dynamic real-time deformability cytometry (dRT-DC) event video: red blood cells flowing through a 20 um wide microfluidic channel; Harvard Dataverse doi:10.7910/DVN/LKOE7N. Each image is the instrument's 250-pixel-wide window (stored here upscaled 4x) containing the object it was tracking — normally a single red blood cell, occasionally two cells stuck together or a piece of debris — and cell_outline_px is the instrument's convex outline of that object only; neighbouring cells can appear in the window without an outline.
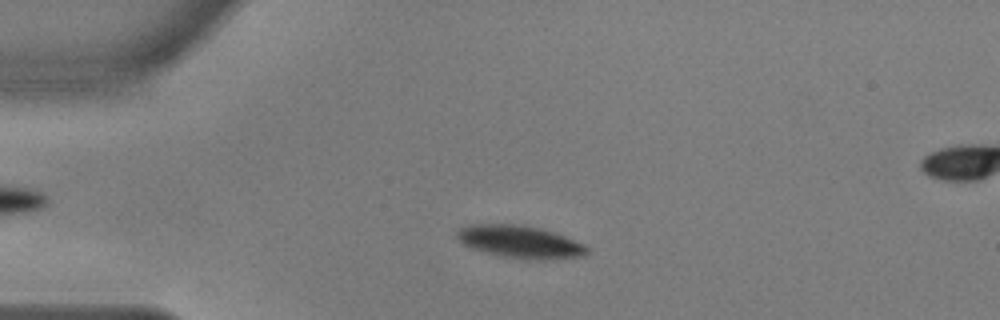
{"species": "common noctule bat (a hibernating species)", "species_latin": "Nyctalus noctula", "temperature_condition": "warm", "stored_images_in_passage": 53, "camera_frame_rate_fps": 3000, "um_per_image_px": 0.085, "animal": {"sex": "male", "body_mass_g": 17.9, "forearm_length_mm": 54.2}, "frame": {"image": 1, "passage_image": 11, "time_ms": 3.333, "image_size_px": [1000, 320], "cell_outline_px": [[588, 252], [584, 256], [552, 260], [524, 260], [500, 256], [484, 252], [472, 248], [456, 240], [456, 232], [460, 228], [472, 224], [512, 224], [540, 228], [564, 236], [584, 244], [588, 248]], "centroid_in_image_um": [44.19, 20.58], "position_along_channel_um": 40.8, "area_um2": 24.85}}
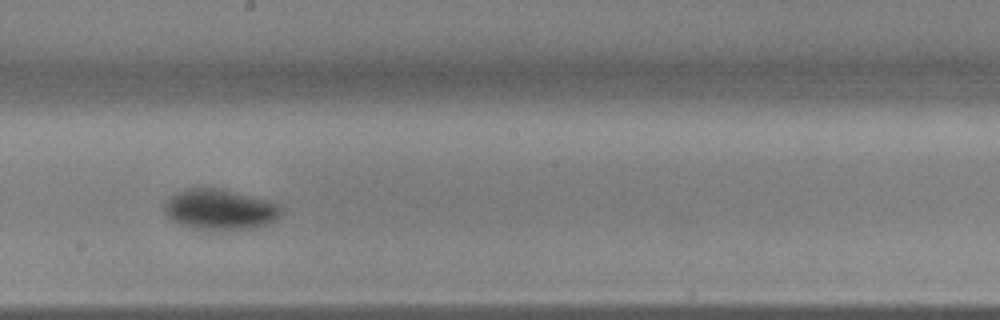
{"frame": {"image": 2, "passage_image": 29, "time_ms": 9.333, "image_size_px": [1000, 320], "cell_outline_px": [[284, 212], [276, 220], [268, 224], [248, 228], [192, 228], [180, 224], [172, 220], [164, 212], [164, 204], [172, 196], [188, 188], [212, 188], [232, 192], [268, 200], [280, 204], [284, 208]], "centroid_in_image_um": [18.74, 17.8], "position_along_channel_um": 229.5, "area_um2": 26.88}}
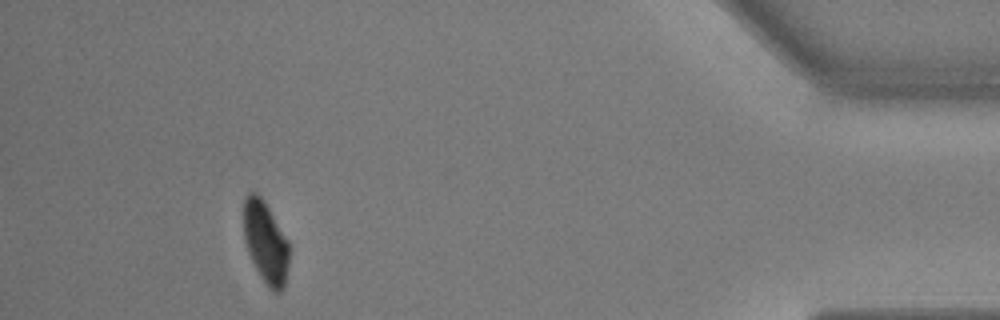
{"frame": {"image": 3, "passage_image": 49, "time_ms": 16.0, "image_size_px": [1000, 320], "cell_outline_px": [[288, 264], [284, 288], [280, 292], [276, 292], [268, 288], [260, 276], [248, 252], [244, 240], [244, 196], [248, 192], [256, 192], [264, 200], [288, 240]], "centroid_in_image_um": [22.56, 20.58], "position_along_channel_um": 412.6, "area_um2": 21.68}, "authors_computed_cell_mechanics": {"area_um2": 24.276, "velocity_mm_per_s": 3.6168, "shape_relaxation_time_tau1_ms": 2.4417, "shape_relaxation_time_tau2_ms": 2.6397, "deformation_change_tau1": 0.1294, "deformation_change_tau2": 0.0399}}